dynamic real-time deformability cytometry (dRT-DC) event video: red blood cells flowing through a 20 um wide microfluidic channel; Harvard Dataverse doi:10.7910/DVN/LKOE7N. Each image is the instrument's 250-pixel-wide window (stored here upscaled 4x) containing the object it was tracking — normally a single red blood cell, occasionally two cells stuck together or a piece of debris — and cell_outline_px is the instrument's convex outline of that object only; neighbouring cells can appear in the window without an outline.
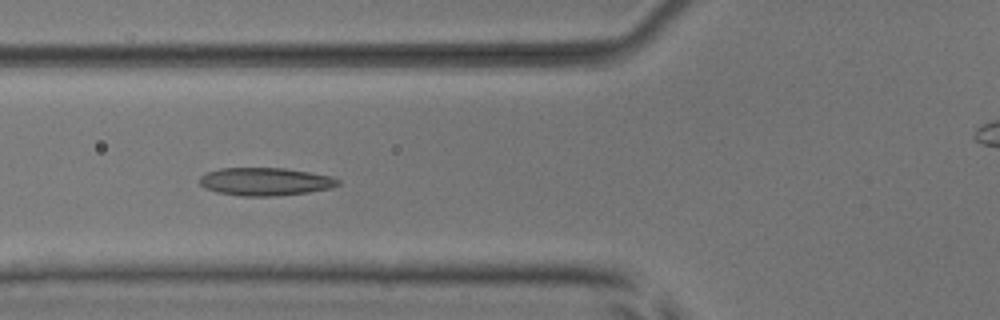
{"species": "common noctule bat (a hibernating species)", "species_latin": "Nyctalus noctula", "temperature_condition": "room temperature", "stored_images_in_passage": 12, "camera_frame_rate_fps": 3000, "um_per_image_px": 0.085, "animal": {"sex": "male", "body_mass_g": 17.9, "forearm_length_mm": 54.2}, "frame": {"image": 1, "passage_image": 6, "time_ms": 1.667, "image_size_px": [1000, 320], "cell_outline_px": [[340, 184], [332, 188], [308, 192], [272, 196], [240, 196], [216, 192], [204, 188], [200, 184], [200, 176], [208, 172], [220, 168], [284, 168], [332, 176], [340, 180]], "centroid_in_image_um": [22.55, 15.44], "position_along_channel_um": 103.3, "area_um2": 22.54}}
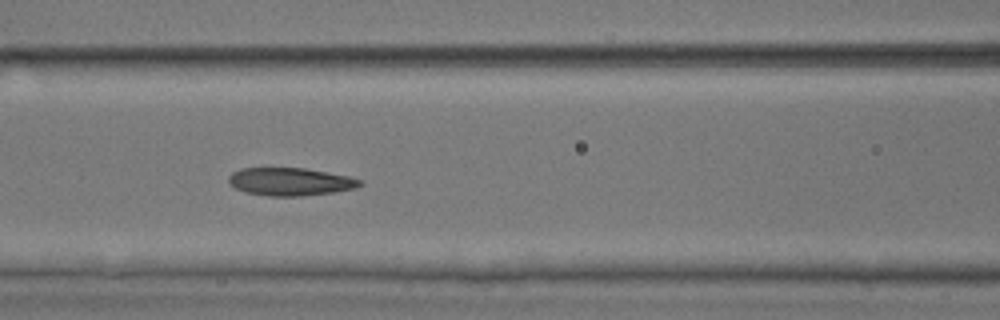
{"frame": {"image": 2, "passage_image": 9, "time_ms": 2.667, "image_size_px": [1000, 320], "cell_outline_px": [[364, 184], [356, 188], [332, 192], [300, 196], [268, 196], [244, 192], [236, 188], [228, 180], [228, 176], [232, 172], [240, 168], [304, 168], [348, 176], [360, 180]], "centroid_in_image_um": [24.65, 15.44], "position_along_channel_um": 141.9, "area_um2": 21.21}}